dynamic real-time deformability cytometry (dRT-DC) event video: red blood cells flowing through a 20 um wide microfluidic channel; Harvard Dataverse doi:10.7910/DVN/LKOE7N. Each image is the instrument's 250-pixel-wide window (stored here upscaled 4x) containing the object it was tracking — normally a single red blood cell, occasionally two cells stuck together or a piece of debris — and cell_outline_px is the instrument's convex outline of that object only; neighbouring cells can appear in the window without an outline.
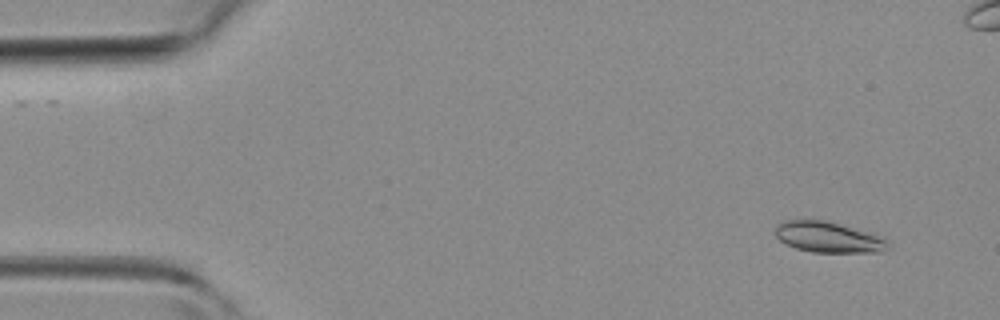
{"species": "common noctule bat (a hibernating species)", "species_latin": "Nyctalus noctula", "temperature_condition": "room temperature", "stored_images_in_passage": 45, "camera_frame_rate_fps": 3000, "um_per_image_px": 0.085, "animal": {"sex": "female", "body_mass_g": 19.3, "forearm_length_mm": 54.1}, "frame": {"image": 1, "passage_image": 3, "time_ms": 0.667, "image_size_px": [1000, 320], "cell_outline_px": [[892, 244], [888, 248], [880, 252], [812, 252], [796, 248], [780, 240], [776, 236], [776, 224], [784, 220], [828, 220], [872, 232], [884, 236]], "centroid_in_image_um": [70.49, 20.14], "position_along_channel_um": 14.5, "area_um2": 20.58}}
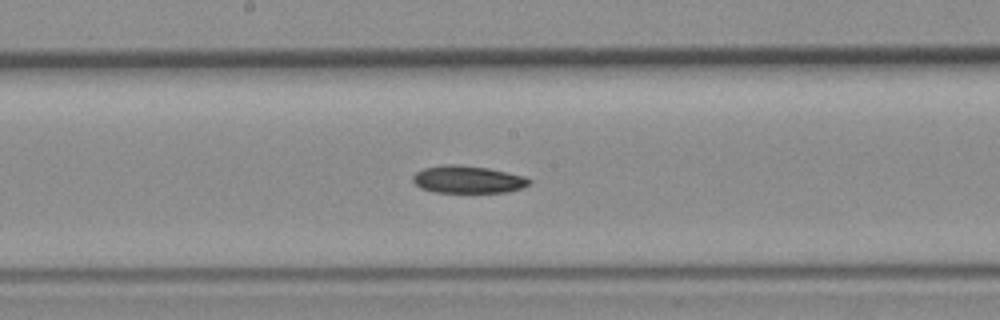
{"frame": {"image": 2, "passage_image": 23, "time_ms": 7.333, "image_size_px": [1000, 320], "cell_outline_px": [[532, 184], [524, 188], [508, 192], [432, 192], [420, 188], [412, 180], [412, 176], [416, 172], [424, 168], [448, 164], [456, 164], [488, 168], [524, 176], [532, 180]], "centroid_in_image_um": [39.79, 15.26], "position_along_channel_um": 208.4, "area_um2": 18.73}}
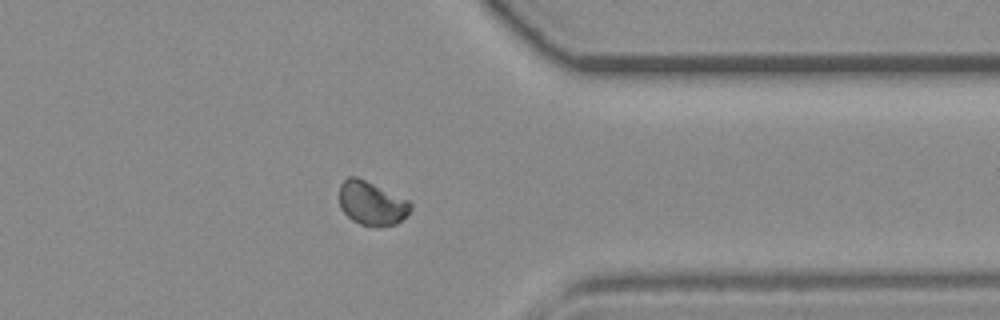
{"frame": {"image": 3, "passage_image": 35, "time_ms": 11.333, "image_size_px": [1000, 320], "cell_outline_px": [[412, 208], [396, 224], [360, 224], [352, 220], [340, 208], [340, 184], [348, 176], [356, 176], [408, 200], [412, 204]], "centroid_in_image_um": [31.56, 17.24], "position_along_channel_um": 379.8, "area_um2": 17.57}}